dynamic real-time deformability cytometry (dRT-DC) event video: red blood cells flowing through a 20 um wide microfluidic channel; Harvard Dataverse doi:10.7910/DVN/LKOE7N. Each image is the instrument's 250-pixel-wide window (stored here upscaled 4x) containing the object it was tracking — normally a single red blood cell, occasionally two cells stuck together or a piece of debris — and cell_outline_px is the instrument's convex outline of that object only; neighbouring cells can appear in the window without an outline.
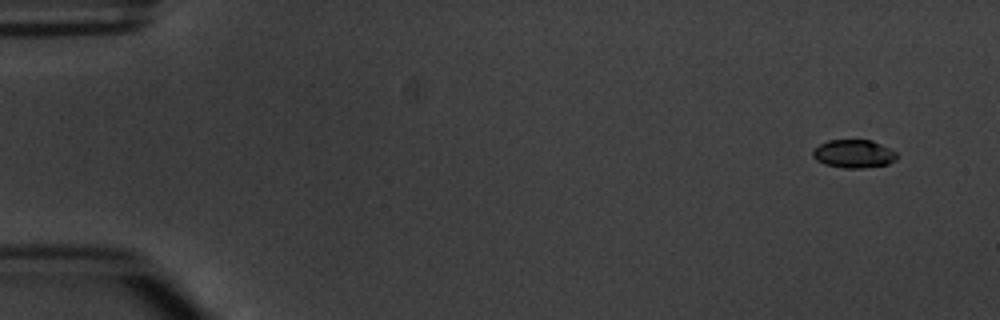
{"species": "common noctule bat (a hibernating species)", "species_latin": "Nyctalus noctula", "temperature_condition": "warm", "stored_images_in_passage": 5, "camera_frame_rate_fps": 3000, "um_per_image_px": 0.085, "animal": {"sex": "male", "body_mass_g": 20.1, "forearm_length_mm": 53.5}, "frame": {"image": 1, "passage_image": 1, "time_ms": 0.0, "image_size_px": [1000, 320], "cell_outline_px": [[896, 160], [888, 164], [864, 168], [844, 168], [824, 164], [816, 160], [812, 156], [812, 152], [820, 144], [828, 140], [872, 140], [896, 152]], "centroid_in_image_um": [72.55, 13.08], "position_along_channel_um": 12.4, "area_um2": 13.76}}
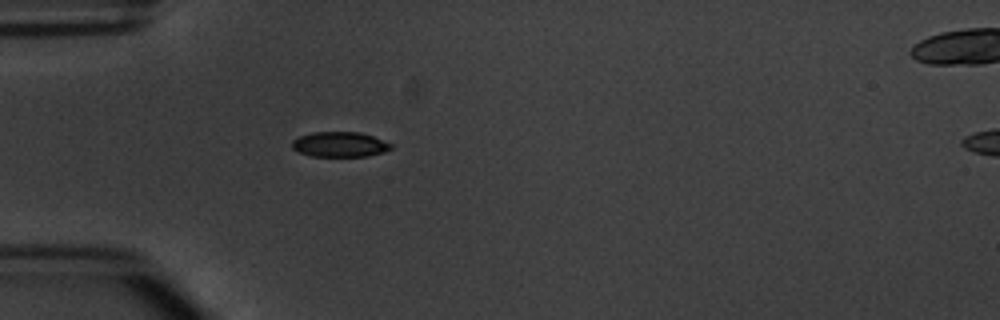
{"frame": {"image": 2, "passage_image": 4, "time_ms": 4.333, "image_size_px": [1000, 320], "cell_outline_px": [[392, 148], [384, 152], [368, 156], [312, 156], [300, 152], [292, 148], [292, 140], [300, 136], [312, 132], [360, 132], [372, 136], [392, 144]], "centroid_in_image_um": [28.88, 12.27], "position_along_channel_um": 56.1, "area_um2": 14.39}}